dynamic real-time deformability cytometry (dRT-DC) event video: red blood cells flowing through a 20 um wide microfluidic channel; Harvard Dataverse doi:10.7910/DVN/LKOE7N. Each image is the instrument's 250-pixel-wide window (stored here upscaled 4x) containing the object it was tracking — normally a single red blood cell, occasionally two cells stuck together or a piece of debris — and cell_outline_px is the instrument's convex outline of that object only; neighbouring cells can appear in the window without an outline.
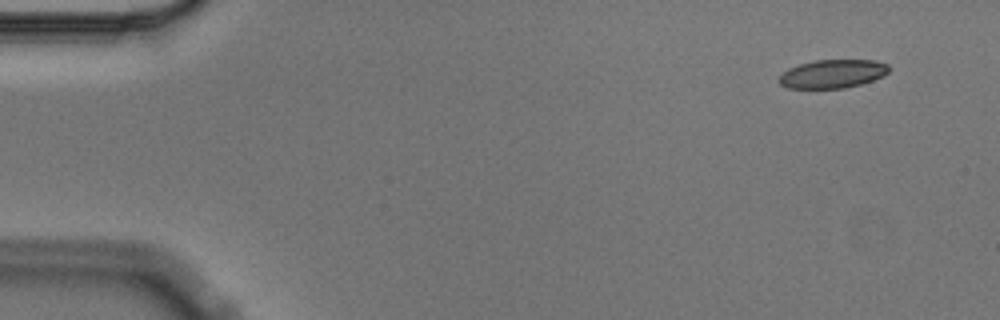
{"species": "Egyptian fruit bat (a non-hibernating species)", "species_latin": "Rousettus aegyptiacus", "temperature_condition": "cold", "stored_images_in_passage": 5, "camera_frame_rate_fps": 3000, "um_per_image_px": 0.085, "animal": {"sex": "male"}, "frame": {"image": 1, "passage_image": 1, "time_ms": 0.0, "image_size_px": [1000, 320], "cell_outline_px": [[888, 72], [872, 80], [860, 84], [844, 88], [788, 88], [780, 84], [776, 80], [788, 68], [812, 60], [876, 60], [888, 64]], "centroid_in_image_um": [70.73, 6.27], "position_along_channel_um": 14.3, "area_um2": 18.15}}
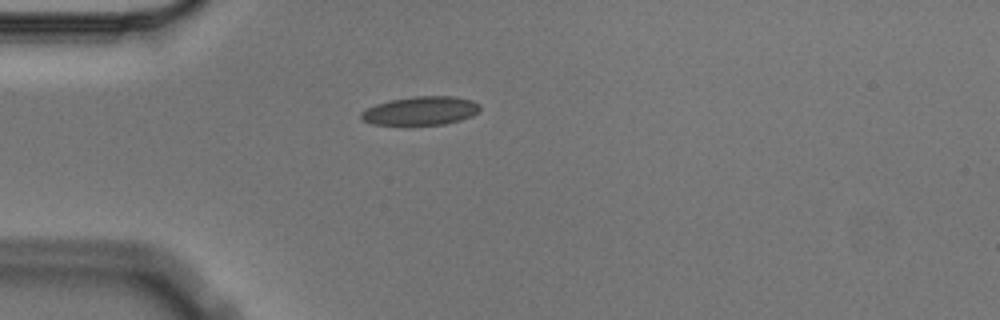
{"frame": {"image": 2, "passage_image": 4, "time_ms": 1.0, "image_size_px": [1000, 320], "cell_outline_px": [[480, 112], [472, 116], [460, 120], [444, 124], [404, 128], [372, 124], [364, 120], [360, 116], [360, 112], [376, 104], [392, 100], [412, 96], [452, 96], [472, 100], [480, 104]], "centroid_in_image_um": [35.74, 9.47], "position_along_channel_um": 49.3, "area_um2": 20.69}}